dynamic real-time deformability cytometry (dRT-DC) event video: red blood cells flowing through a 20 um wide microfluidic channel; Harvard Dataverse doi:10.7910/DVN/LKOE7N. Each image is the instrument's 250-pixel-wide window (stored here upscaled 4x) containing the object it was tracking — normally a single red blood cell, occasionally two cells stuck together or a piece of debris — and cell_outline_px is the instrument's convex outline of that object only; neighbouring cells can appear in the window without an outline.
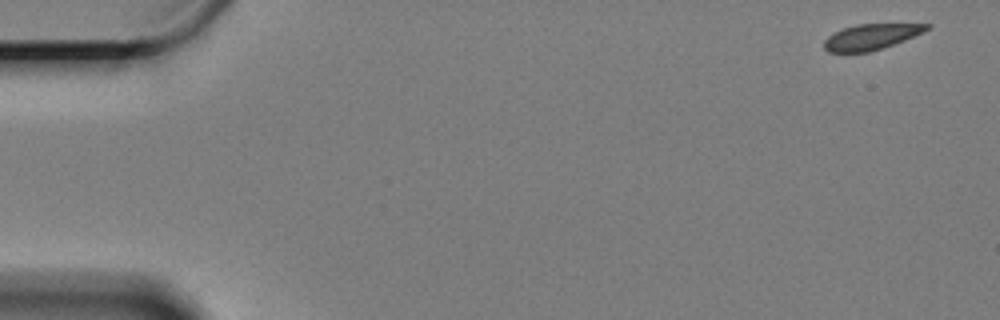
{"species": "Egyptian fruit bat (a non-hibernating species)", "species_latin": "Rousettus aegyptiacus", "temperature_condition": "cold", "stored_images_in_passage": 17, "camera_frame_rate_fps": 3000, "um_per_image_px": 0.085, "animal": {"sex": "female"}, "frame": {"image": 1, "passage_image": 1, "time_ms": 0.0, "image_size_px": [1000, 320], "cell_outline_px": [[932, 28], [924, 32], [904, 40], [868, 52], [828, 52], [824, 48], [824, 40], [828, 36], [844, 28], [856, 24], [932, 24]], "centroid_in_image_um": [74.06, 3.12], "position_along_channel_um": 10.9, "area_um2": 15.14}}
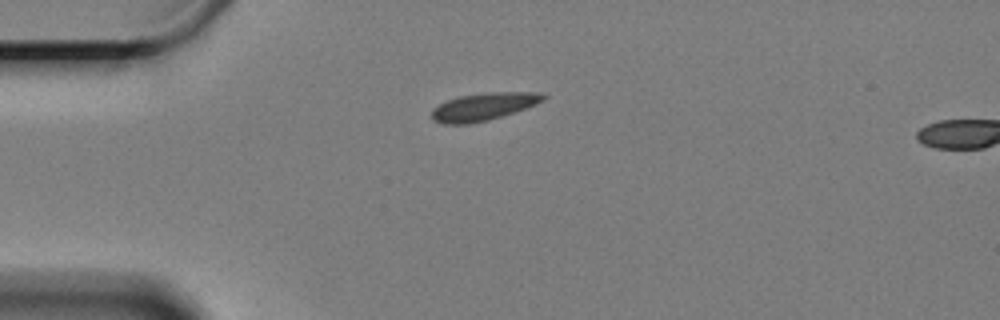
{"frame": {"image": 2, "passage_image": 14, "time_ms": 4.333, "image_size_px": [1000, 320], "cell_outline_px": [[548, 96], [544, 100], [536, 104], [488, 120], [468, 124], [444, 124], [432, 120], [432, 108], [448, 100], [460, 96], [484, 92], [544, 92]], "centroid_in_image_um": [41.11, 9.05], "position_along_channel_um": 43.9, "area_um2": 17.86}}